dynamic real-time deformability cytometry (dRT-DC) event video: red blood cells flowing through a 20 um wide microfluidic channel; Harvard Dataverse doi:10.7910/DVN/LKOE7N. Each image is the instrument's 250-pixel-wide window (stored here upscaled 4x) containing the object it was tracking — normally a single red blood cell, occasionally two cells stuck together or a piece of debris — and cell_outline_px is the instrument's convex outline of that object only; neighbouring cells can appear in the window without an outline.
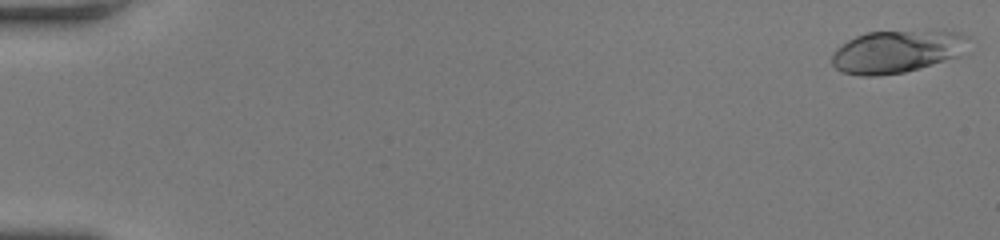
{"species": "human", "species_latin": "Homo sapiens", "temperature_condition": "room temperature", "stored_images_in_passage": 55, "camera_frame_rate_fps": 3000, "um_per_image_px": 0.085, "donor": {"sex": "female"}, "frame": {"image": 1, "passage_image": 1, "time_ms": 0.0, "image_size_px": [1000, 240], "cell_outline_px": [[968, 52], [960, 56], [904, 72], [876, 76], [860, 76], [840, 72], [832, 64], [832, 52], [836, 48], [848, 40], [856, 36], [868, 32], [944, 28], [960, 32], [968, 36]], "centroid_in_image_um": [76.32, 4.34], "position_along_channel_um": 8.7, "area_um2": 35.08}}
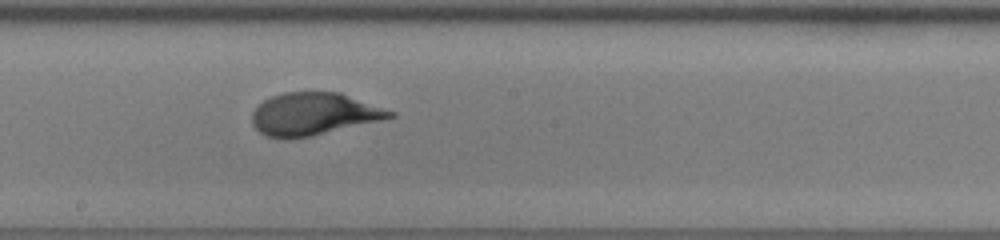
{"frame": {"image": 2, "passage_image": 32, "time_ms": 10.333, "image_size_px": [1000, 240], "cell_outline_px": [[396, 116], [380, 120], [312, 136], [284, 140], [268, 136], [260, 132], [252, 124], [252, 112], [264, 100], [272, 96], [284, 92], [340, 92], [396, 112]], "centroid_in_image_um": [26.65, 9.69], "position_along_channel_um": 221.5, "area_um2": 34.04}}
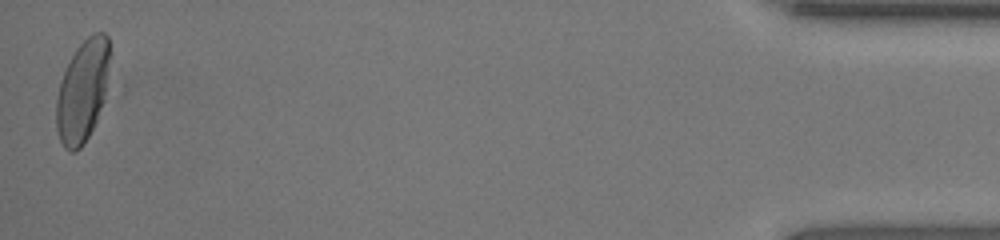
{"frame": {"image": 3, "passage_image": 55, "time_ms": 18.0, "image_size_px": [1000, 240], "cell_outline_px": [[112, 88], [88, 136], [80, 148], [76, 152], [68, 152], [64, 148], [60, 140], [56, 128], [56, 96], [60, 80], [76, 48], [88, 36], [96, 32], [104, 32], [108, 36], [112, 52]], "centroid_in_image_um": [7.11, 7.68], "position_along_channel_um": 428.1, "area_um2": 33.47}, "authors_computed_cell_mechanics": {"area_um2": 33.6396, "velocity_mm_per_s": 3.7813, "shape_relaxation_time_tau1_ms": 4.2787, "shape_relaxation_time_tau2_ms": null, "deformation_change_tau1": 0.2125, "deformation_change_tau2": null}}